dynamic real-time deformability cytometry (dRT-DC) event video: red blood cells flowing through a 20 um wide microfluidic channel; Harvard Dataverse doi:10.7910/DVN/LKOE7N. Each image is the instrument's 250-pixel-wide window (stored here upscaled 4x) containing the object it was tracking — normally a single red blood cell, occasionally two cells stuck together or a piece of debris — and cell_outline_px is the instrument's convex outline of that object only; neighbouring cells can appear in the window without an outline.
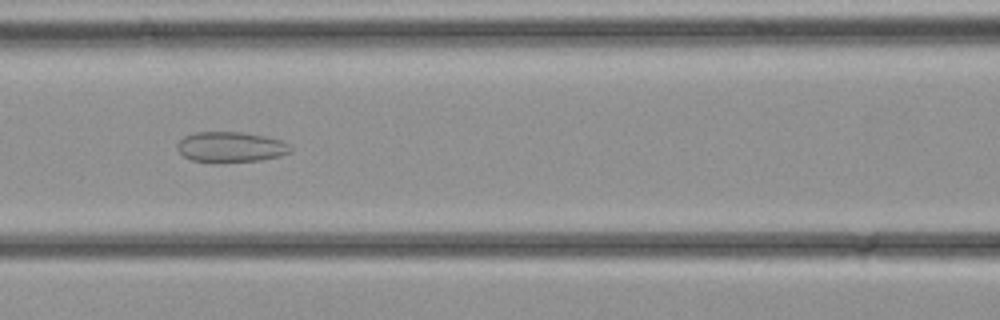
{"species": "common noctule bat (a hibernating species)", "species_latin": "Nyctalus noctula", "temperature_condition": "cold", "stored_images_in_passage": 28, "camera_frame_rate_fps": 3000, "um_per_image_px": 0.085, "animal": {"sex": "female", "body_mass_g": 21.9}, "frame": {"image": 1, "passage_image": 8, "time_ms": 2.333, "image_size_px": [1000, 320], "cell_outline_px": [[292, 152], [280, 156], [260, 160], [216, 164], [192, 160], [184, 156], [176, 148], [176, 144], [184, 136], [196, 132], [240, 132], [264, 136], [284, 140], [292, 148]], "centroid_in_image_um": [19.61, 12.52], "position_along_channel_um": 147.0, "area_um2": 20.52}}
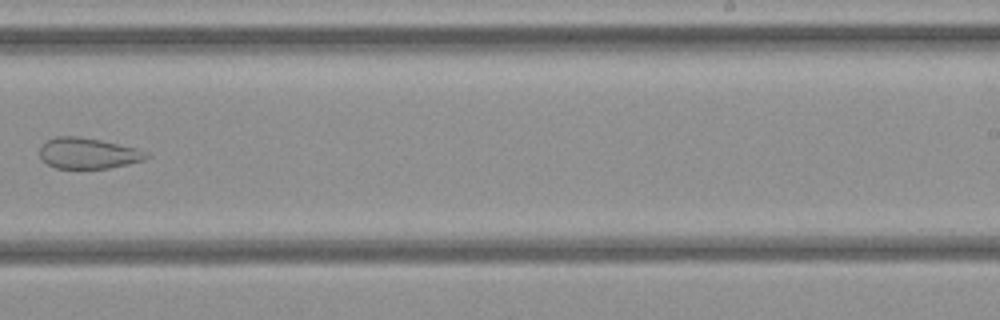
{"frame": {"image": 2, "passage_image": 15, "time_ms": 4.667, "image_size_px": [1000, 320], "cell_outline_px": [[152, 156], [144, 160], [128, 164], [108, 168], [56, 168], [48, 164], [40, 156], [40, 148], [48, 140], [56, 136], [80, 136], [100, 140], [136, 148], [148, 152]], "centroid_in_image_um": [7.53, 13.02], "position_along_channel_um": 281.5, "area_um2": 19.07}}
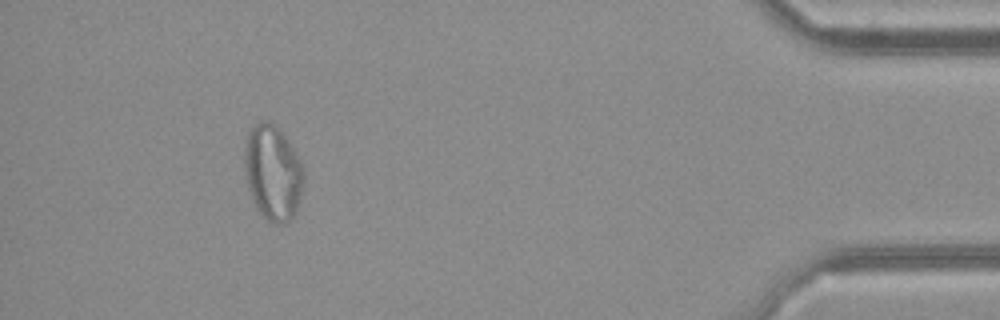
{"frame": {"image": 3, "passage_image": 25, "time_ms": 8.0, "image_size_px": [1000, 320], "cell_outline_px": [[304, 180], [300, 200], [296, 212], [292, 220], [284, 224], [272, 224], [256, 208], [248, 188], [244, 172], [244, 148], [248, 132], [252, 124], [260, 120], [268, 120], [280, 128], [284, 132], [300, 160], [304, 168]], "centroid_in_image_um": [23.19, 14.65], "position_along_channel_um": 412.0, "area_um2": 33.7}}